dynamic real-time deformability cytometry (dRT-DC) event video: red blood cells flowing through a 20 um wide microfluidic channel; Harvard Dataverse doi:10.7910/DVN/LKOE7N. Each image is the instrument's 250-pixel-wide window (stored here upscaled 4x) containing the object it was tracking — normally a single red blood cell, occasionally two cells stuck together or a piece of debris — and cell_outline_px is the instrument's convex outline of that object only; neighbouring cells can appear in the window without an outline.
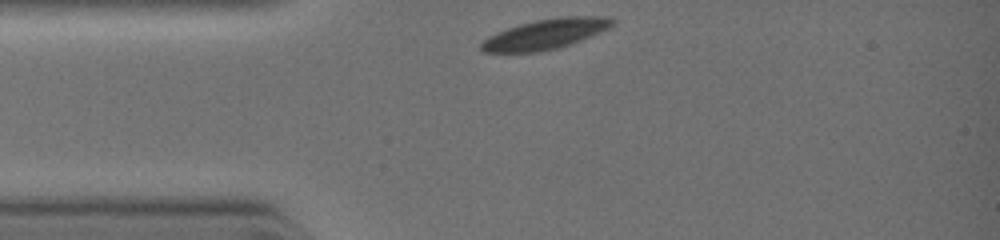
{"species": "common noctule bat (a hibernating species)", "species_latin": "Nyctalus noctula", "temperature_condition": "warm", "stored_images_in_passage": 9, "camera_frame_rate_fps": 3000, "um_per_image_px": 0.085, "animal": {"sex": "female", "body_mass_g": 19.0, "forearm_length_mm": 51.5}, "frame": {"image": 1, "passage_image": 1, "time_ms": 0.0, "image_size_px": [1000, 240], "cell_outline_px": [[616, 20], [608, 28], [600, 32], [572, 44], [556, 48], [536, 52], [484, 52], [480, 48], [480, 44], [488, 36], [496, 32], [520, 24], [536, 20], [560, 16], [612, 16]], "centroid_in_image_um": [46.39, 2.88], "position_along_channel_um": 38.6, "area_um2": 23.0}}
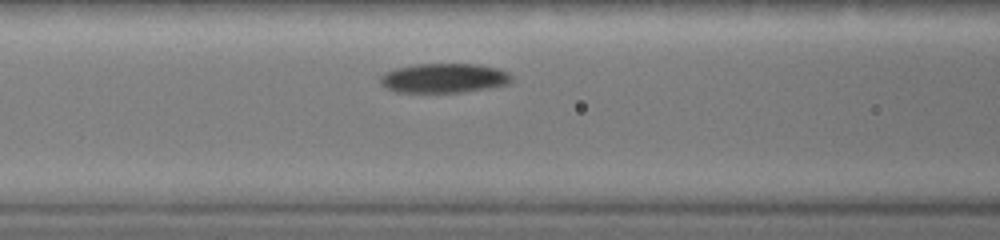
{"frame": {"image": 2, "passage_image": 6, "time_ms": 2.0, "image_size_px": [1000, 240], "cell_outline_px": [[512, 80], [508, 84], [488, 88], [464, 92], [396, 92], [380, 84], [380, 76], [384, 72], [396, 68], [416, 64], [480, 64], [496, 68], [508, 72], [512, 76]], "centroid_in_image_um": [37.74, 6.64], "position_along_channel_um": 128.9, "area_um2": 22.6}}
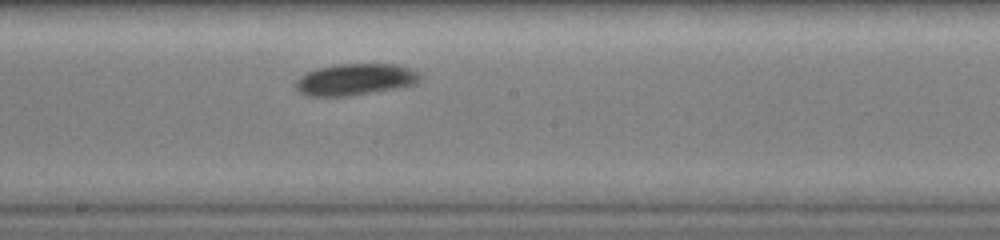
{"frame": {"image": 3, "passage_image": 9, "time_ms": 3.667, "image_size_px": [1000, 240], "cell_outline_px": [[420, 80], [416, 84], [400, 88], [352, 96], [308, 96], [300, 92], [296, 88], [296, 80], [304, 72], [316, 68], [332, 64], [396, 64], [412, 68], [420, 72]], "centroid_in_image_um": [30.22, 6.75], "position_along_channel_um": 218.0, "area_um2": 23.41}}